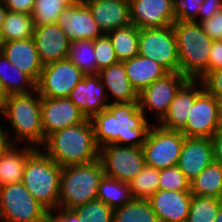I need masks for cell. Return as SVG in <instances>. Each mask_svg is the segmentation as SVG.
<instances>
[{"label": "cell", "mask_w": 222, "mask_h": 222, "mask_svg": "<svg viewBox=\"0 0 222 222\" xmlns=\"http://www.w3.org/2000/svg\"><path fill=\"white\" fill-rule=\"evenodd\" d=\"M91 121L99 148L110 144L142 147L153 125L140 110L138 102L110 103Z\"/></svg>", "instance_id": "obj_1"}, {"label": "cell", "mask_w": 222, "mask_h": 222, "mask_svg": "<svg viewBox=\"0 0 222 222\" xmlns=\"http://www.w3.org/2000/svg\"><path fill=\"white\" fill-rule=\"evenodd\" d=\"M43 147V151L61 167L99 159L100 148L96 143L91 119L50 134Z\"/></svg>", "instance_id": "obj_2"}, {"label": "cell", "mask_w": 222, "mask_h": 222, "mask_svg": "<svg viewBox=\"0 0 222 222\" xmlns=\"http://www.w3.org/2000/svg\"><path fill=\"white\" fill-rule=\"evenodd\" d=\"M2 115L4 119L8 120L9 126L14 131L12 135H9L12 144H18L19 141L24 140L23 142H27L26 145L42 148L44 133L41 96L37 89L28 93L8 95L6 108Z\"/></svg>", "instance_id": "obj_3"}, {"label": "cell", "mask_w": 222, "mask_h": 222, "mask_svg": "<svg viewBox=\"0 0 222 222\" xmlns=\"http://www.w3.org/2000/svg\"><path fill=\"white\" fill-rule=\"evenodd\" d=\"M61 170L40 148H36L25 163L22 183L49 212L58 208Z\"/></svg>", "instance_id": "obj_4"}, {"label": "cell", "mask_w": 222, "mask_h": 222, "mask_svg": "<svg viewBox=\"0 0 222 222\" xmlns=\"http://www.w3.org/2000/svg\"><path fill=\"white\" fill-rule=\"evenodd\" d=\"M103 176L100 159L62 167L58 207L74 210L78 206L97 200L98 187Z\"/></svg>", "instance_id": "obj_5"}, {"label": "cell", "mask_w": 222, "mask_h": 222, "mask_svg": "<svg viewBox=\"0 0 222 222\" xmlns=\"http://www.w3.org/2000/svg\"><path fill=\"white\" fill-rule=\"evenodd\" d=\"M173 29L177 40L179 72L188 79H198L208 69L212 40L198 22L176 21Z\"/></svg>", "instance_id": "obj_6"}, {"label": "cell", "mask_w": 222, "mask_h": 222, "mask_svg": "<svg viewBox=\"0 0 222 222\" xmlns=\"http://www.w3.org/2000/svg\"><path fill=\"white\" fill-rule=\"evenodd\" d=\"M49 213L22 182L0 187V222H49Z\"/></svg>", "instance_id": "obj_7"}, {"label": "cell", "mask_w": 222, "mask_h": 222, "mask_svg": "<svg viewBox=\"0 0 222 222\" xmlns=\"http://www.w3.org/2000/svg\"><path fill=\"white\" fill-rule=\"evenodd\" d=\"M185 138L180 130H168L153 124L142 146L145 165L159 170L177 166Z\"/></svg>", "instance_id": "obj_8"}, {"label": "cell", "mask_w": 222, "mask_h": 222, "mask_svg": "<svg viewBox=\"0 0 222 222\" xmlns=\"http://www.w3.org/2000/svg\"><path fill=\"white\" fill-rule=\"evenodd\" d=\"M138 55L154 60L168 72H179L177 40L173 24L139 29Z\"/></svg>", "instance_id": "obj_9"}, {"label": "cell", "mask_w": 222, "mask_h": 222, "mask_svg": "<svg viewBox=\"0 0 222 222\" xmlns=\"http://www.w3.org/2000/svg\"><path fill=\"white\" fill-rule=\"evenodd\" d=\"M99 159L104 175L129 183L145 166L142 147L110 144L100 147Z\"/></svg>", "instance_id": "obj_10"}, {"label": "cell", "mask_w": 222, "mask_h": 222, "mask_svg": "<svg viewBox=\"0 0 222 222\" xmlns=\"http://www.w3.org/2000/svg\"><path fill=\"white\" fill-rule=\"evenodd\" d=\"M82 71L68 58L43 65L36 89L41 97L68 98L83 78Z\"/></svg>", "instance_id": "obj_11"}, {"label": "cell", "mask_w": 222, "mask_h": 222, "mask_svg": "<svg viewBox=\"0 0 222 222\" xmlns=\"http://www.w3.org/2000/svg\"><path fill=\"white\" fill-rule=\"evenodd\" d=\"M187 80L188 78L180 72H168L145 88L139 94L138 103L146 119V112L149 110L155 113V123L158 124L166 115L176 93Z\"/></svg>", "instance_id": "obj_12"}, {"label": "cell", "mask_w": 222, "mask_h": 222, "mask_svg": "<svg viewBox=\"0 0 222 222\" xmlns=\"http://www.w3.org/2000/svg\"><path fill=\"white\" fill-rule=\"evenodd\" d=\"M188 114V120L180 130L185 137L211 139L220 129L217 99L205 89L197 96Z\"/></svg>", "instance_id": "obj_13"}, {"label": "cell", "mask_w": 222, "mask_h": 222, "mask_svg": "<svg viewBox=\"0 0 222 222\" xmlns=\"http://www.w3.org/2000/svg\"><path fill=\"white\" fill-rule=\"evenodd\" d=\"M41 118L44 142L50 134L87 119L69 98L46 97H41Z\"/></svg>", "instance_id": "obj_14"}, {"label": "cell", "mask_w": 222, "mask_h": 222, "mask_svg": "<svg viewBox=\"0 0 222 222\" xmlns=\"http://www.w3.org/2000/svg\"><path fill=\"white\" fill-rule=\"evenodd\" d=\"M56 23L70 42L86 39L94 41L103 35L85 3L66 7L58 16Z\"/></svg>", "instance_id": "obj_15"}, {"label": "cell", "mask_w": 222, "mask_h": 222, "mask_svg": "<svg viewBox=\"0 0 222 222\" xmlns=\"http://www.w3.org/2000/svg\"><path fill=\"white\" fill-rule=\"evenodd\" d=\"M174 0H135L130 4L131 24L138 29L161 28L176 22Z\"/></svg>", "instance_id": "obj_16"}, {"label": "cell", "mask_w": 222, "mask_h": 222, "mask_svg": "<svg viewBox=\"0 0 222 222\" xmlns=\"http://www.w3.org/2000/svg\"><path fill=\"white\" fill-rule=\"evenodd\" d=\"M68 98L87 119H92L110 105L105 87L97 74L84 75L70 92Z\"/></svg>", "instance_id": "obj_17"}, {"label": "cell", "mask_w": 222, "mask_h": 222, "mask_svg": "<svg viewBox=\"0 0 222 222\" xmlns=\"http://www.w3.org/2000/svg\"><path fill=\"white\" fill-rule=\"evenodd\" d=\"M33 39L43 65L68 58L71 42L57 23L35 26Z\"/></svg>", "instance_id": "obj_18"}, {"label": "cell", "mask_w": 222, "mask_h": 222, "mask_svg": "<svg viewBox=\"0 0 222 222\" xmlns=\"http://www.w3.org/2000/svg\"><path fill=\"white\" fill-rule=\"evenodd\" d=\"M213 161V143L210 138L186 137L177 166L191 182Z\"/></svg>", "instance_id": "obj_19"}, {"label": "cell", "mask_w": 222, "mask_h": 222, "mask_svg": "<svg viewBox=\"0 0 222 222\" xmlns=\"http://www.w3.org/2000/svg\"><path fill=\"white\" fill-rule=\"evenodd\" d=\"M203 90L204 86L201 80L188 79L176 93L166 115L158 125L168 130H181L188 120L189 110Z\"/></svg>", "instance_id": "obj_20"}, {"label": "cell", "mask_w": 222, "mask_h": 222, "mask_svg": "<svg viewBox=\"0 0 222 222\" xmlns=\"http://www.w3.org/2000/svg\"><path fill=\"white\" fill-rule=\"evenodd\" d=\"M191 200L190 191L161 189L148 199L159 222H186Z\"/></svg>", "instance_id": "obj_21"}, {"label": "cell", "mask_w": 222, "mask_h": 222, "mask_svg": "<svg viewBox=\"0 0 222 222\" xmlns=\"http://www.w3.org/2000/svg\"><path fill=\"white\" fill-rule=\"evenodd\" d=\"M84 3L102 34L131 24L130 4L123 0H93Z\"/></svg>", "instance_id": "obj_22"}, {"label": "cell", "mask_w": 222, "mask_h": 222, "mask_svg": "<svg viewBox=\"0 0 222 222\" xmlns=\"http://www.w3.org/2000/svg\"><path fill=\"white\" fill-rule=\"evenodd\" d=\"M1 52L15 67L38 82L43 64L33 38L4 42Z\"/></svg>", "instance_id": "obj_23"}, {"label": "cell", "mask_w": 222, "mask_h": 222, "mask_svg": "<svg viewBox=\"0 0 222 222\" xmlns=\"http://www.w3.org/2000/svg\"><path fill=\"white\" fill-rule=\"evenodd\" d=\"M97 75L105 87L108 101L113 96L114 101L109 103L138 102L139 94L129 82L123 62L102 69Z\"/></svg>", "instance_id": "obj_24"}, {"label": "cell", "mask_w": 222, "mask_h": 222, "mask_svg": "<svg viewBox=\"0 0 222 222\" xmlns=\"http://www.w3.org/2000/svg\"><path fill=\"white\" fill-rule=\"evenodd\" d=\"M123 63L129 82L138 94L168 73L159 63L140 55L123 61Z\"/></svg>", "instance_id": "obj_25"}, {"label": "cell", "mask_w": 222, "mask_h": 222, "mask_svg": "<svg viewBox=\"0 0 222 222\" xmlns=\"http://www.w3.org/2000/svg\"><path fill=\"white\" fill-rule=\"evenodd\" d=\"M18 147L17 144H12L0 153V187L22 182L27 158L36 149L29 145L21 149Z\"/></svg>", "instance_id": "obj_26"}, {"label": "cell", "mask_w": 222, "mask_h": 222, "mask_svg": "<svg viewBox=\"0 0 222 222\" xmlns=\"http://www.w3.org/2000/svg\"><path fill=\"white\" fill-rule=\"evenodd\" d=\"M0 84L8 95L32 92L36 83L0 52Z\"/></svg>", "instance_id": "obj_27"}, {"label": "cell", "mask_w": 222, "mask_h": 222, "mask_svg": "<svg viewBox=\"0 0 222 222\" xmlns=\"http://www.w3.org/2000/svg\"><path fill=\"white\" fill-rule=\"evenodd\" d=\"M190 192L195 196L222 199V166L213 161L190 182Z\"/></svg>", "instance_id": "obj_28"}, {"label": "cell", "mask_w": 222, "mask_h": 222, "mask_svg": "<svg viewBox=\"0 0 222 222\" xmlns=\"http://www.w3.org/2000/svg\"><path fill=\"white\" fill-rule=\"evenodd\" d=\"M112 42L118 61L123 62L138 55L139 29L129 24L107 34Z\"/></svg>", "instance_id": "obj_29"}, {"label": "cell", "mask_w": 222, "mask_h": 222, "mask_svg": "<svg viewBox=\"0 0 222 222\" xmlns=\"http://www.w3.org/2000/svg\"><path fill=\"white\" fill-rule=\"evenodd\" d=\"M35 25L32 15L8 11L1 28L4 42L33 38Z\"/></svg>", "instance_id": "obj_30"}, {"label": "cell", "mask_w": 222, "mask_h": 222, "mask_svg": "<svg viewBox=\"0 0 222 222\" xmlns=\"http://www.w3.org/2000/svg\"><path fill=\"white\" fill-rule=\"evenodd\" d=\"M132 199L128 183L105 175L100 180L97 200L104 202L113 210L127 204Z\"/></svg>", "instance_id": "obj_31"}, {"label": "cell", "mask_w": 222, "mask_h": 222, "mask_svg": "<svg viewBox=\"0 0 222 222\" xmlns=\"http://www.w3.org/2000/svg\"><path fill=\"white\" fill-rule=\"evenodd\" d=\"M113 222H159L148 200L132 199L113 210Z\"/></svg>", "instance_id": "obj_32"}, {"label": "cell", "mask_w": 222, "mask_h": 222, "mask_svg": "<svg viewBox=\"0 0 222 222\" xmlns=\"http://www.w3.org/2000/svg\"><path fill=\"white\" fill-rule=\"evenodd\" d=\"M68 59L75 64L84 75L98 74L95 58L94 41L80 40L70 43Z\"/></svg>", "instance_id": "obj_33"}, {"label": "cell", "mask_w": 222, "mask_h": 222, "mask_svg": "<svg viewBox=\"0 0 222 222\" xmlns=\"http://www.w3.org/2000/svg\"><path fill=\"white\" fill-rule=\"evenodd\" d=\"M128 184L133 199L148 200L159 190V169L145 165Z\"/></svg>", "instance_id": "obj_34"}, {"label": "cell", "mask_w": 222, "mask_h": 222, "mask_svg": "<svg viewBox=\"0 0 222 222\" xmlns=\"http://www.w3.org/2000/svg\"><path fill=\"white\" fill-rule=\"evenodd\" d=\"M222 206V199L192 195L186 222H213Z\"/></svg>", "instance_id": "obj_35"}, {"label": "cell", "mask_w": 222, "mask_h": 222, "mask_svg": "<svg viewBox=\"0 0 222 222\" xmlns=\"http://www.w3.org/2000/svg\"><path fill=\"white\" fill-rule=\"evenodd\" d=\"M68 5L64 0H35L32 19L34 25H45L56 23L60 13Z\"/></svg>", "instance_id": "obj_36"}, {"label": "cell", "mask_w": 222, "mask_h": 222, "mask_svg": "<svg viewBox=\"0 0 222 222\" xmlns=\"http://www.w3.org/2000/svg\"><path fill=\"white\" fill-rule=\"evenodd\" d=\"M74 210L87 222H113V209L99 200L88 202Z\"/></svg>", "instance_id": "obj_37"}, {"label": "cell", "mask_w": 222, "mask_h": 222, "mask_svg": "<svg viewBox=\"0 0 222 222\" xmlns=\"http://www.w3.org/2000/svg\"><path fill=\"white\" fill-rule=\"evenodd\" d=\"M159 189L190 191V181L178 166L159 170Z\"/></svg>", "instance_id": "obj_38"}, {"label": "cell", "mask_w": 222, "mask_h": 222, "mask_svg": "<svg viewBox=\"0 0 222 222\" xmlns=\"http://www.w3.org/2000/svg\"><path fill=\"white\" fill-rule=\"evenodd\" d=\"M94 51L98 71L119 62L112 42L107 34H103L94 40Z\"/></svg>", "instance_id": "obj_39"}, {"label": "cell", "mask_w": 222, "mask_h": 222, "mask_svg": "<svg viewBox=\"0 0 222 222\" xmlns=\"http://www.w3.org/2000/svg\"><path fill=\"white\" fill-rule=\"evenodd\" d=\"M204 0H174V17L176 21H195Z\"/></svg>", "instance_id": "obj_40"}, {"label": "cell", "mask_w": 222, "mask_h": 222, "mask_svg": "<svg viewBox=\"0 0 222 222\" xmlns=\"http://www.w3.org/2000/svg\"><path fill=\"white\" fill-rule=\"evenodd\" d=\"M204 89L216 99L222 98V69L205 71L199 78Z\"/></svg>", "instance_id": "obj_41"}, {"label": "cell", "mask_w": 222, "mask_h": 222, "mask_svg": "<svg viewBox=\"0 0 222 222\" xmlns=\"http://www.w3.org/2000/svg\"><path fill=\"white\" fill-rule=\"evenodd\" d=\"M200 25L212 41L222 40V8L211 18L200 22Z\"/></svg>", "instance_id": "obj_42"}, {"label": "cell", "mask_w": 222, "mask_h": 222, "mask_svg": "<svg viewBox=\"0 0 222 222\" xmlns=\"http://www.w3.org/2000/svg\"><path fill=\"white\" fill-rule=\"evenodd\" d=\"M49 222H87L75 210L56 208L49 213Z\"/></svg>", "instance_id": "obj_43"}, {"label": "cell", "mask_w": 222, "mask_h": 222, "mask_svg": "<svg viewBox=\"0 0 222 222\" xmlns=\"http://www.w3.org/2000/svg\"><path fill=\"white\" fill-rule=\"evenodd\" d=\"M209 52L208 69L206 71L222 69V40L212 41Z\"/></svg>", "instance_id": "obj_44"}, {"label": "cell", "mask_w": 222, "mask_h": 222, "mask_svg": "<svg viewBox=\"0 0 222 222\" xmlns=\"http://www.w3.org/2000/svg\"><path fill=\"white\" fill-rule=\"evenodd\" d=\"M221 8H222V0H204L200 6L197 19L194 22L200 23L206 19L211 18Z\"/></svg>", "instance_id": "obj_45"}, {"label": "cell", "mask_w": 222, "mask_h": 222, "mask_svg": "<svg viewBox=\"0 0 222 222\" xmlns=\"http://www.w3.org/2000/svg\"><path fill=\"white\" fill-rule=\"evenodd\" d=\"M10 12H19L32 15L35 0H2Z\"/></svg>", "instance_id": "obj_46"}, {"label": "cell", "mask_w": 222, "mask_h": 222, "mask_svg": "<svg viewBox=\"0 0 222 222\" xmlns=\"http://www.w3.org/2000/svg\"><path fill=\"white\" fill-rule=\"evenodd\" d=\"M211 140L213 143L214 161L222 166V129H219Z\"/></svg>", "instance_id": "obj_47"}, {"label": "cell", "mask_w": 222, "mask_h": 222, "mask_svg": "<svg viewBox=\"0 0 222 222\" xmlns=\"http://www.w3.org/2000/svg\"><path fill=\"white\" fill-rule=\"evenodd\" d=\"M3 126L5 125L0 123V153L7 150L12 145L9 137L11 132H9L10 130H8L6 127L4 128Z\"/></svg>", "instance_id": "obj_48"}, {"label": "cell", "mask_w": 222, "mask_h": 222, "mask_svg": "<svg viewBox=\"0 0 222 222\" xmlns=\"http://www.w3.org/2000/svg\"><path fill=\"white\" fill-rule=\"evenodd\" d=\"M8 94L5 92L3 86L0 84V113H4L6 108Z\"/></svg>", "instance_id": "obj_49"}, {"label": "cell", "mask_w": 222, "mask_h": 222, "mask_svg": "<svg viewBox=\"0 0 222 222\" xmlns=\"http://www.w3.org/2000/svg\"><path fill=\"white\" fill-rule=\"evenodd\" d=\"M7 12H8V9L5 7L3 1L0 0V30L3 26V22L5 20Z\"/></svg>", "instance_id": "obj_50"}, {"label": "cell", "mask_w": 222, "mask_h": 222, "mask_svg": "<svg viewBox=\"0 0 222 222\" xmlns=\"http://www.w3.org/2000/svg\"><path fill=\"white\" fill-rule=\"evenodd\" d=\"M217 113H218L219 127L220 129H222V98L217 99Z\"/></svg>", "instance_id": "obj_51"}, {"label": "cell", "mask_w": 222, "mask_h": 222, "mask_svg": "<svg viewBox=\"0 0 222 222\" xmlns=\"http://www.w3.org/2000/svg\"><path fill=\"white\" fill-rule=\"evenodd\" d=\"M64 3H66L68 6H72L77 4H83L84 0H64Z\"/></svg>", "instance_id": "obj_52"}, {"label": "cell", "mask_w": 222, "mask_h": 222, "mask_svg": "<svg viewBox=\"0 0 222 222\" xmlns=\"http://www.w3.org/2000/svg\"><path fill=\"white\" fill-rule=\"evenodd\" d=\"M213 222H222V206H221L220 210L218 211V214L215 217Z\"/></svg>", "instance_id": "obj_53"}, {"label": "cell", "mask_w": 222, "mask_h": 222, "mask_svg": "<svg viewBox=\"0 0 222 222\" xmlns=\"http://www.w3.org/2000/svg\"><path fill=\"white\" fill-rule=\"evenodd\" d=\"M3 44H4V41H3V39H2L1 30H0V52H1V50H2Z\"/></svg>", "instance_id": "obj_54"}, {"label": "cell", "mask_w": 222, "mask_h": 222, "mask_svg": "<svg viewBox=\"0 0 222 222\" xmlns=\"http://www.w3.org/2000/svg\"><path fill=\"white\" fill-rule=\"evenodd\" d=\"M123 1H125L126 3H128V4H131L133 1H135V0H123Z\"/></svg>", "instance_id": "obj_55"}]
</instances>
